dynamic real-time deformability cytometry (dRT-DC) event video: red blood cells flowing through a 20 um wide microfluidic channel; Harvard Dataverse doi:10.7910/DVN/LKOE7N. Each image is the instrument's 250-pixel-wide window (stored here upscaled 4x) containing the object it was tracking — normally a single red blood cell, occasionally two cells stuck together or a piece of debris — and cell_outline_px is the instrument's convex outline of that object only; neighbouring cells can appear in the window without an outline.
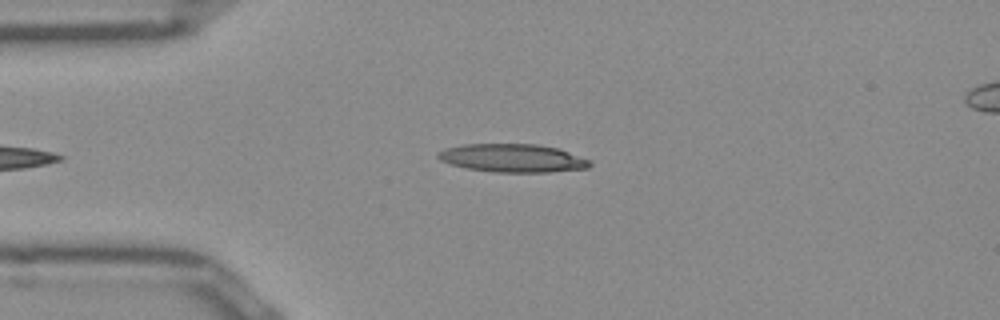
{"species": "Egyptian fruit bat (a non-hibernating species)", "species_latin": "Rousettus aegyptiacus", "temperature_condition": "room temperature", "stored_images_in_passage": 32, "camera_frame_rate_fps": 3000, "um_per_image_px": 0.085, "frame": {"image": 1, "passage_image": 2, "time_ms": 0.333, "image_size_px": [1000, 320], "cell_outline_px": [[592, 164], [588, 168], [548, 172], [496, 172], [468, 168], [452, 164], [440, 160], [436, 156], [436, 152], [448, 148], [464, 144], [536, 144], [556, 148], [568, 152], [588, 160]], "centroid_in_image_um": [43.55, 13.44], "position_along_channel_um": 41.5, "area_um2": 24.62}}
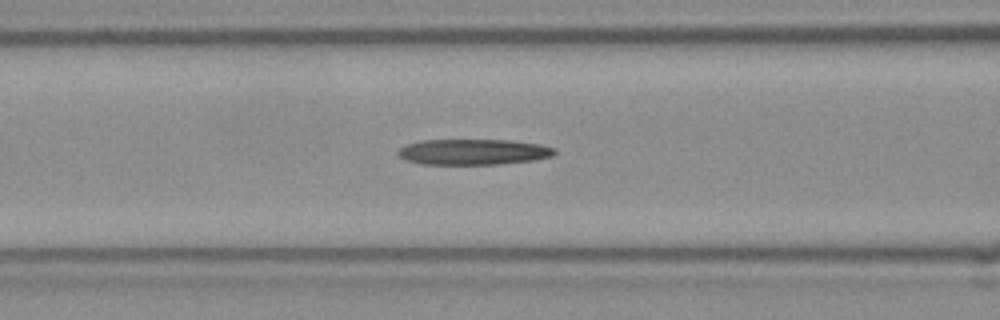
{"frame": {"image": 2, "passage_image": 10, "time_ms": 3.0, "image_size_px": [1000, 320], "cell_outline_px": [[556, 152], [552, 156], [532, 160], [500, 164], [420, 164], [404, 160], [396, 152], [400, 148], [408, 144], [424, 140], [508, 140], [540, 144], [556, 148]], "centroid_in_image_um": [40.23, 12.91], "position_along_channel_um": 126.4, "area_um2": 23.41}}
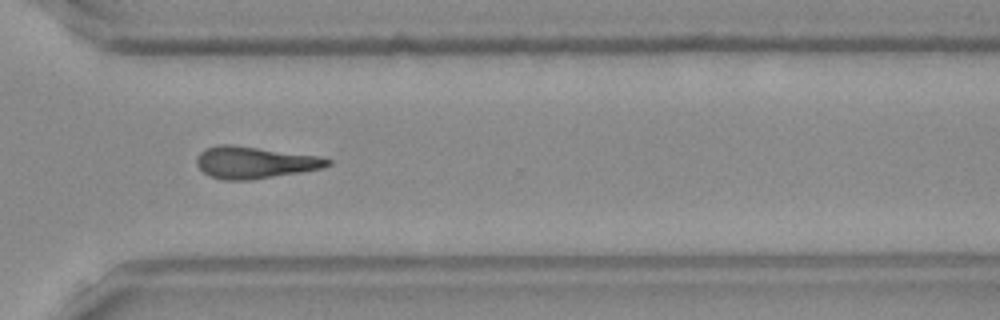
{"frame": {"image": 3, "passage_image": 27, "time_ms": 8.667, "image_size_px": [1000, 320], "cell_outline_px": [[332, 164], [324, 168], [300, 172], [248, 180], [224, 180], [208, 176], [196, 164], [196, 160], [200, 152], [208, 148], [220, 144], [232, 144], [320, 156], [332, 160]], "centroid_in_image_um": [21.66, 13.8], "position_along_channel_um": 348.9, "area_um2": 24.33}}